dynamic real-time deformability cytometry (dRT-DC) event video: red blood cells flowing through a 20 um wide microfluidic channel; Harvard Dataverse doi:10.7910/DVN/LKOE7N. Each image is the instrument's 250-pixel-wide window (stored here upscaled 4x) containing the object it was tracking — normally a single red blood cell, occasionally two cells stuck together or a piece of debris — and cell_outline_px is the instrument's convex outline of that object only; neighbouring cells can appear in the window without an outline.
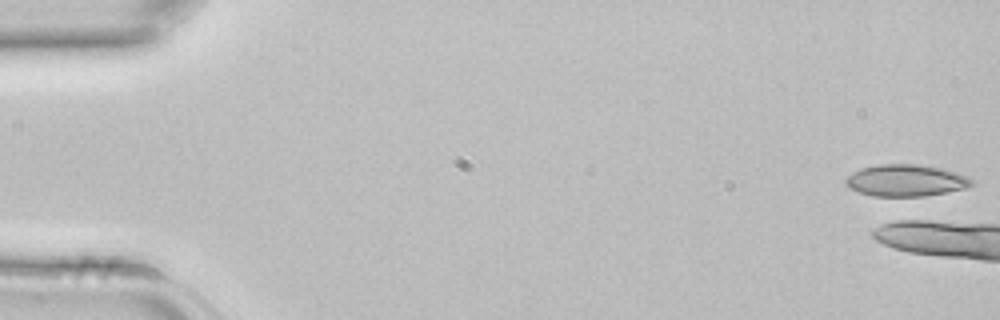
{"species": "common noctule bat (a hibernating species)", "species_latin": "Nyctalus noctula", "temperature_condition": "room temperature", "stored_images_in_passage": 3, "camera_frame_rate_fps": 3000, "um_per_image_px": 0.085, "animal": {"sex": "female", "body_mass_g": 22.7, "forearm_length_mm": 54.2}, "frame": {"image": 1, "passage_image": 1, "time_ms": 0.0, "image_size_px": [1000, 320], "cell_outline_px": [[972, 184], [968, 188], [948, 192], [924, 196], [872, 196], [848, 188], [844, 184], [844, 180], [852, 172], [860, 168], [880, 164], [920, 164], [944, 168], [968, 176], [972, 180]], "centroid_in_image_um": [76.99, 15.33], "position_along_channel_um": 8.0, "area_um2": 23.64}}